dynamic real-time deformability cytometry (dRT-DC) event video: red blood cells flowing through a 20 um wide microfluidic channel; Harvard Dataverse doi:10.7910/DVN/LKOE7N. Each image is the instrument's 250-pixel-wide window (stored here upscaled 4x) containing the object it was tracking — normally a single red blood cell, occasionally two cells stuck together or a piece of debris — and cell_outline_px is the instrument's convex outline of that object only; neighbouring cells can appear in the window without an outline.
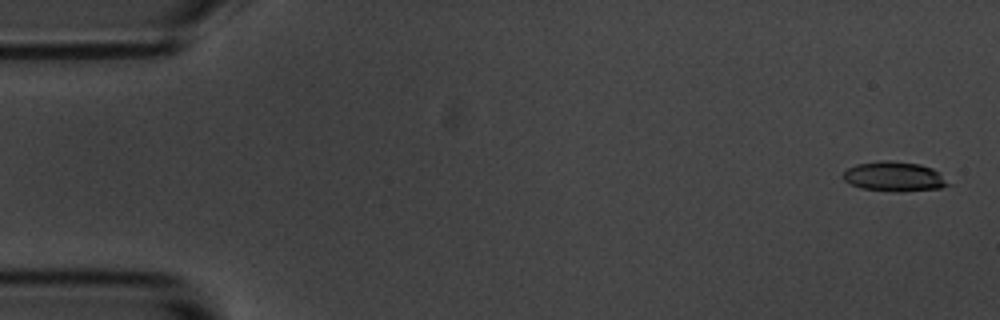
{"species": "common noctule bat (a hibernating species)", "species_latin": "Nyctalus noctula", "temperature_condition": "room temperature", "stored_images_in_passage": 57, "camera_frame_rate_fps": 3000, "um_per_image_px": 0.085, "animal": {"sex": "male", "body_mass_g": 20.1, "forearm_length_mm": 53.5}, "frame": {"image": 1, "passage_image": 2, "time_ms": 0.333, "image_size_px": [1000, 320], "cell_outline_px": [[952, 184], [940, 188], [896, 192], [860, 188], [844, 180], [844, 172], [848, 168], [856, 164], [884, 160], [888, 160], [920, 164], [932, 168]], "centroid_in_image_um": [76.02, 15.01], "position_along_channel_um": 9.0, "area_um2": 18.03}}
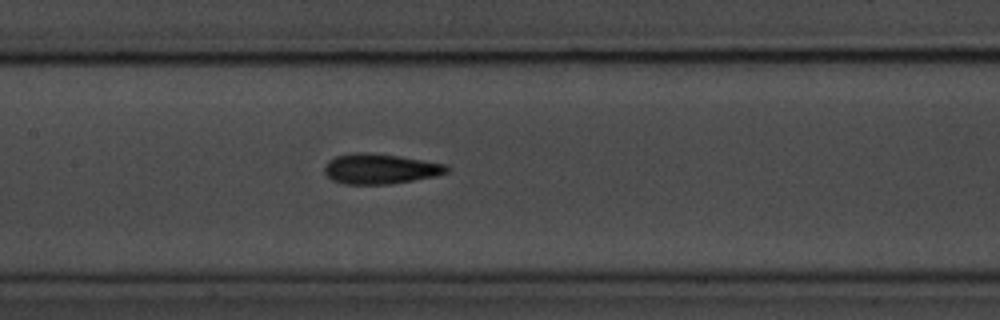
{"frame": {"image": 2, "passage_image": 27, "time_ms": 8.667, "image_size_px": [1000, 320], "cell_outline_px": [[448, 172], [436, 176], [388, 184], [344, 184], [332, 180], [324, 172], [324, 168], [328, 160], [336, 156], [356, 152], [368, 152], [400, 156], [448, 164]], "centroid_in_image_um": [32.31, 14.34], "position_along_channel_um": 175.1, "area_um2": 21.56}}
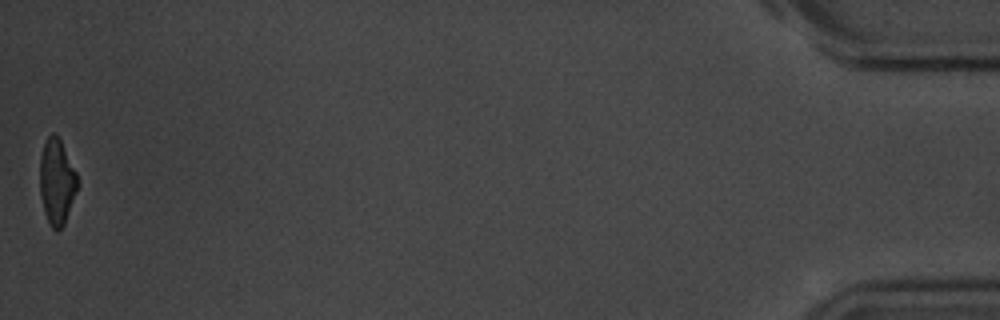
{"frame": {"image": 3, "passage_image": 57, "time_ms": 18.667, "image_size_px": [1000, 320], "cell_outline_px": [[80, 184], [64, 224], [56, 232], [52, 228], [44, 212], [40, 196], [40, 156], [44, 144], [48, 136], [52, 132], [60, 140], [76, 172]], "centroid_in_image_um": [4.83, 15.47], "position_along_channel_um": 430.4, "area_um2": 18.73}, "authors_computed_cell_mechanics": {"area_um2": 19.941, "velocity_mm_per_s": 3.5277, "shape_relaxation_time_tau1_ms": 3.687, "shape_relaxation_time_tau2_ms": 2.706, "deformation_change_tau1": 0.1405, "deformation_change_tau2": 0.117}}